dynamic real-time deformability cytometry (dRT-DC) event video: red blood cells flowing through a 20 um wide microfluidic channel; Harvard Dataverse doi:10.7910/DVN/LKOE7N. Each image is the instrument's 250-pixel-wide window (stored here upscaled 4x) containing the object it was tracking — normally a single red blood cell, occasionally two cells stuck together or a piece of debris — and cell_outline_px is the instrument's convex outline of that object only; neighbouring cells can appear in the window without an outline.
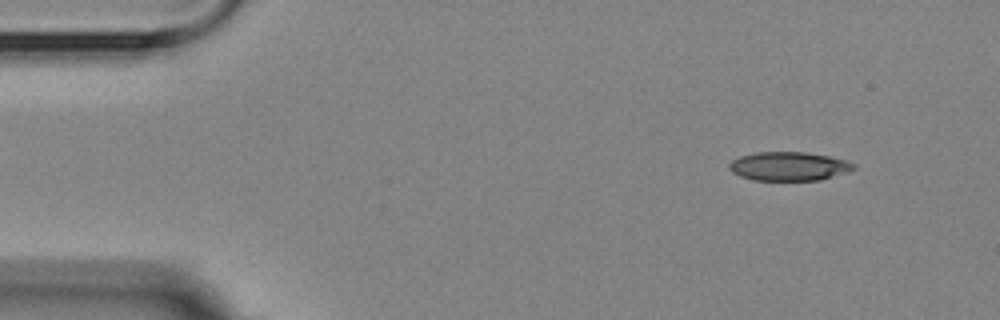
{"species": "Egyptian fruit bat (a non-hibernating species)", "species_latin": "Rousettus aegyptiacus", "temperature_condition": "room temperature", "stored_images_in_passage": 3, "segment_of_instrument_passage": [2, 2], "camera_frame_rate_fps": 3000, "um_per_image_px": 0.085, "animal": {"sex": "female"}, "frame": {"image": 1, "passage_image": 3, "time_ms": 3.667, "image_size_px": [1000, 320], "cell_outline_px": [[856, 168], [848, 172], [820, 180], [752, 180], [740, 176], [732, 172], [728, 168], [728, 164], [732, 160], [740, 156], [756, 152], [804, 152], [828, 156], [844, 160], [856, 164]], "centroid_in_image_um": [67.04, 14.13], "position_along_channel_um": 18.0, "area_um2": 20.92}}